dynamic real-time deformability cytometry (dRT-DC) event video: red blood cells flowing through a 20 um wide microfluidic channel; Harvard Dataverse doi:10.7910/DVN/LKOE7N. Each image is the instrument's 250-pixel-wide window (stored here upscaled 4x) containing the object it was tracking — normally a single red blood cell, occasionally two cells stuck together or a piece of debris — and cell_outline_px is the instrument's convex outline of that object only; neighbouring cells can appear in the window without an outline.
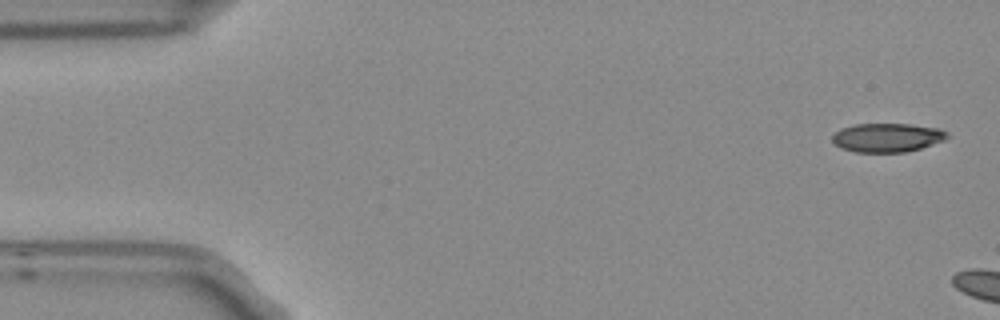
{"species": "Egyptian fruit bat (a non-hibernating species)", "species_latin": "Rousettus aegyptiacus", "temperature_condition": "room temperature", "stored_images_in_passage": 2, "camera_frame_rate_fps": 3000, "um_per_image_px": 0.085, "frame": {"image": 1, "passage_image": 1, "time_ms": 0.0, "image_size_px": [1000, 320], "cell_outline_px": [[948, 136], [944, 140], [920, 148], [904, 152], [856, 152], [840, 148], [832, 140], [832, 136], [840, 128], [856, 124], [912, 124], [940, 128], [948, 132]], "centroid_in_image_um": [75.41, 11.68], "position_along_channel_um": 9.6, "area_um2": 19.31}}